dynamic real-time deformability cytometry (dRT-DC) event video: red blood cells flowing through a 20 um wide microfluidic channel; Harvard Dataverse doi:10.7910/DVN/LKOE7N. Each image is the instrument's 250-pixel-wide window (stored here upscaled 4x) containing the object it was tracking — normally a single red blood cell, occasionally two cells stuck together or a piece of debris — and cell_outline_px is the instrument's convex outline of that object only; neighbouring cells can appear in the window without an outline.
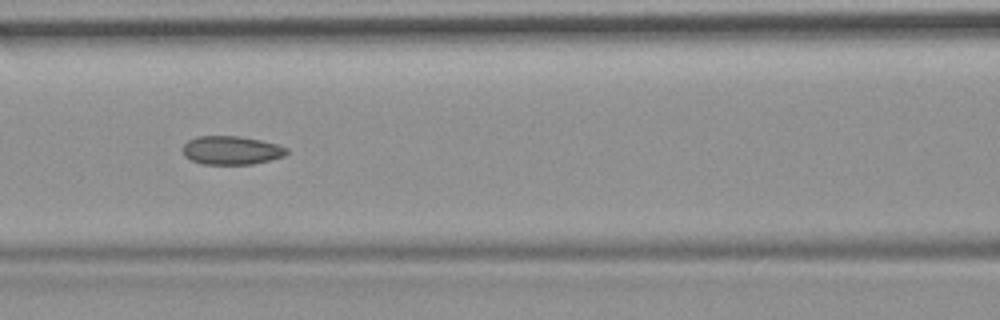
{"species": "common noctule bat (a hibernating species)", "species_latin": "Nyctalus noctula", "temperature_condition": "room temperature", "stored_images_in_passage": 52, "camera_frame_rate_fps": 3000, "um_per_image_px": 0.085, "animal": {"sex": "female", "body_mass_g": 19.9}, "frame": {"image": 1, "passage_image": 23, "time_ms": 7.333, "image_size_px": [1000, 320], "cell_outline_px": [[288, 152], [284, 156], [252, 164], [204, 164], [192, 160], [184, 156], [180, 148], [188, 140], [196, 136], [236, 136], [260, 140], [276, 144], [288, 148]], "centroid_in_image_um": [19.62, 12.77], "position_along_channel_um": 147.0, "area_um2": 17.28}, "authors_computed_cell_mechanics": {"area_um2": 17.7157, "velocity_mm_per_s": 3.7043, "shape_relaxation_time_tau1_ms": null, "shape_relaxation_time_tau2_ms": 2.7755, "deformation_change_tau1": null, "deformation_change_tau2": 0.081}}